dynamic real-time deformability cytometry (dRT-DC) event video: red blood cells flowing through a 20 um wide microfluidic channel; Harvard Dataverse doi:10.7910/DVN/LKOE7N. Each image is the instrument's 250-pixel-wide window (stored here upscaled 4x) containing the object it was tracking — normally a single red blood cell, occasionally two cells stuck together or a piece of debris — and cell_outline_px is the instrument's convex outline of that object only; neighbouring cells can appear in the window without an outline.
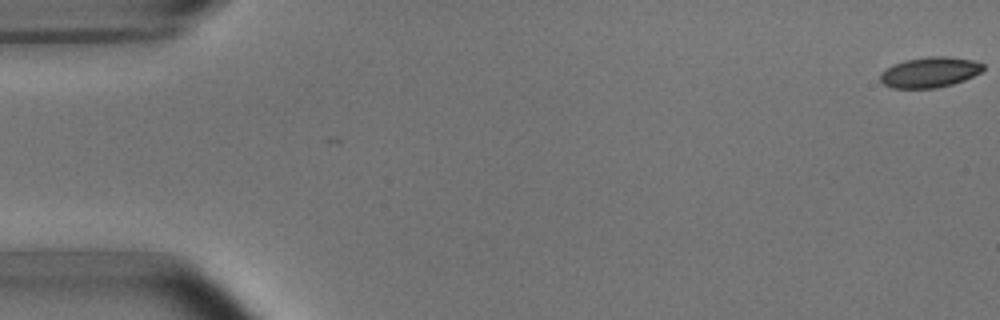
{"species": "common noctule bat (a hibernating species)", "species_latin": "Nyctalus noctula", "temperature_condition": "room temperature", "stored_images_in_passage": 8, "camera_frame_rate_fps": 3000, "um_per_image_px": 0.085, "animal": {"sex": "male", "body_mass_g": 15.6}, "frame": {"image": 1, "passage_image": 1, "time_ms": 0.0, "image_size_px": [1000, 320], "cell_outline_px": [[984, 68], [980, 72], [964, 80], [952, 84], [936, 88], [892, 88], [884, 84], [880, 80], [880, 72], [892, 64], [904, 60], [928, 56], [944, 56], [972, 60], [984, 64]], "centroid_in_image_um": [78.99, 6.14], "position_along_channel_um": 6.0, "area_um2": 18.26}}
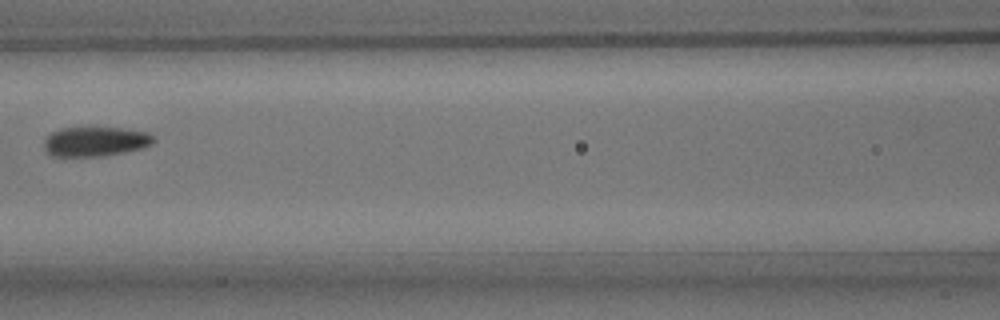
{"frame": {"image": 2, "passage_image": 7, "time_ms": 8.0, "image_size_px": [1000, 320], "cell_outline_px": [[156, 140], [152, 144], [144, 148], [124, 152], [100, 156], [52, 156], [44, 148], [44, 140], [52, 132], [60, 128], [92, 124], [148, 132]], "centroid_in_image_um": [8.1, 11.97], "position_along_channel_um": 158.5, "area_um2": 19.65}}
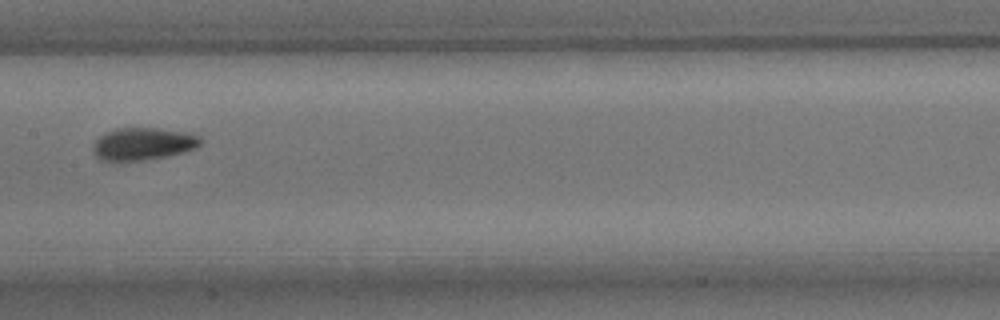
{"frame": {"image": 3, "passage_image": 8, "time_ms": 9.0, "image_size_px": [1000, 320], "cell_outline_px": [[204, 140], [196, 148], [184, 152], [144, 160], [100, 160], [92, 152], [92, 144], [104, 132], [116, 128], [156, 128], [188, 132], [200, 136]], "centroid_in_image_um": [12.16, 12.21], "position_along_channel_um": 195.2, "area_um2": 20.4}}